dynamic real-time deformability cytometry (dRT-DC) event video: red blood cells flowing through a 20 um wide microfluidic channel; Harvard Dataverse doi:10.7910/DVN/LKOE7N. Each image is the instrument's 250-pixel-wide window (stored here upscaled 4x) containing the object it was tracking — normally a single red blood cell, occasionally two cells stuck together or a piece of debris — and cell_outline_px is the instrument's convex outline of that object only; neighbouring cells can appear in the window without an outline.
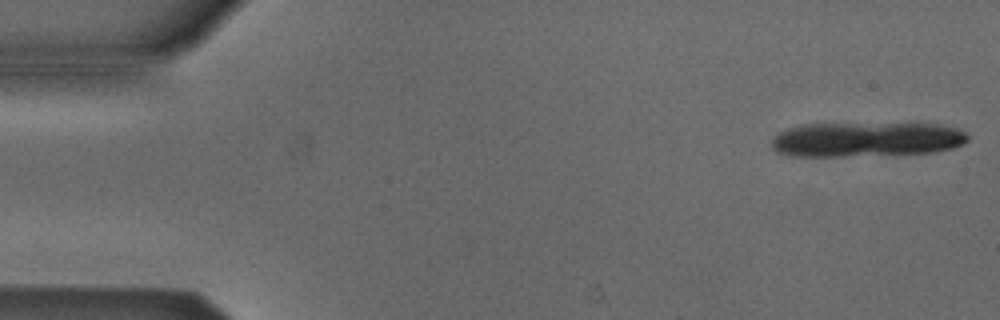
{"species": "Egyptian fruit bat (a non-hibernating species)", "species_latin": "Rousettus aegyptiacus", "temperature_condition": "cold", "stored_images_in_passage": 17, "camera_frame_rate_fps": 3000, "um_per_image_px": 0.085, "animal": {"sex": "male"}, "frame": {"image": 1, "passage_image": 1, "time_ms": 0.0, "image_size_px": [1000, 320], "cell_outline_px": [[968, 140], [964, 144], [952, 148], [936, 152], [840, 156], [788, 156], [776, 152], [772, 148], [772, 140], [780, 132], [788, 128], [800, 124], [940, 124], [956, 128], [964, 132], [968, 136]], "centroid_in_image_um": [73.63, 11.85], "position_along_channel_um": 11.4, "area_um2": 39.54}}